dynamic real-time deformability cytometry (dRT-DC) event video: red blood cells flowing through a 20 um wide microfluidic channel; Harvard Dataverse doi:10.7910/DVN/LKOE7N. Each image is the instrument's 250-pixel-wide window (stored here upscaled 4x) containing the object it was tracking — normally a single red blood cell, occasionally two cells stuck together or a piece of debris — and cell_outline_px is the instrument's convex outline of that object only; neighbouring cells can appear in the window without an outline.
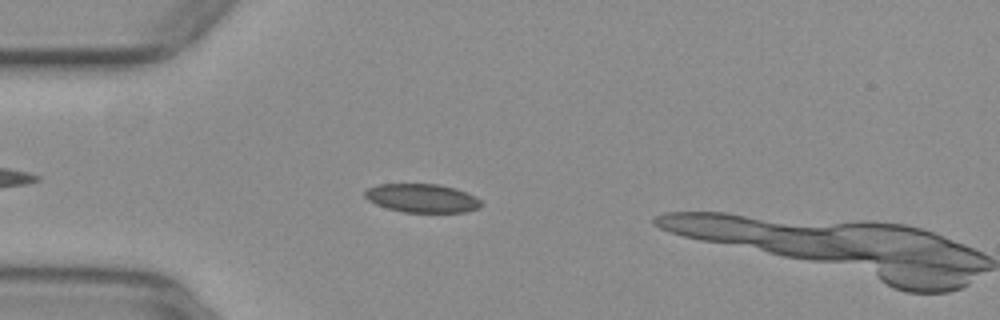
{"species": "common noctule bat (a hibernating species)", "species_latin": "Nyctalus noctula", "temperature_condition": "warm", "stored_images_in_passage": 7, "camera_frame_rate_fps": 3000, "um_per_image_px": 0.085, "animal": {"sex": "female", "body_mass_g": 29.2, "forearm_length_mm": 56.3}, "frame": {"image": 1, "passage_image": 6, "time_ms": 1.667, "image_size_px": [1000, 320], "cell_outline_px": [[484, 204], [480, 208], [468, 212], [404, 212], [388, 208], [376, 204], [368, 200], [364, 196], [364, 192], [368, 188], [376, 184], [436, 184], [456, 188], [468, 192], [476, 196]], "centroid_in_image_um": [35.92, 16.84], "position_along_channel_um": 49.1, "area_um2": 19.59}}